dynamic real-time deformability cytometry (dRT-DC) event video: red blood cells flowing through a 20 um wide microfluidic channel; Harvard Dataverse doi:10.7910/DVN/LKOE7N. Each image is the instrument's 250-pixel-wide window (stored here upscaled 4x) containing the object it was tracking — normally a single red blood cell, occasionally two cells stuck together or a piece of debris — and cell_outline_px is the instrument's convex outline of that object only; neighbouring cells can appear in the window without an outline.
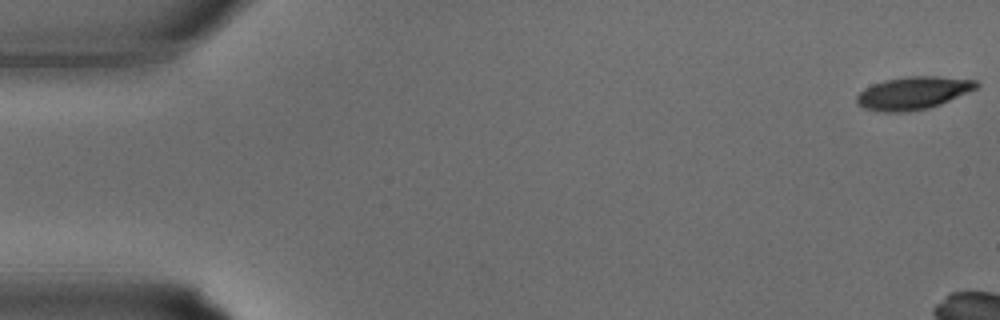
{"species": "common noctule bat (a hibernating species)", "species_latin": "Nyctalus noctula", "temperature_condition": "warm", "stored_images_in_passage": 6, "camera_frame_rate_fps": 3000, "um_per_image_px": 0.085, "animal": {"sex": "male", "body_mass_g": 15.6}, "frame": {"image": 1, "passage_image": 1, "time_ms": 0.0, "image_size_px": [1000, 320], "cell_outline_px": [[980, 84], [976, 88], [968, 92], [940, 104], [928, 108], [908, 112], [880, 112], [864, 108], [856, 104], [856, 96], [864, 88], [872, 84], [884, 80], [908, 76], [940, 76], [976, 80]], "centroid_in_image_um": [77.58, 7.91], "position_along_channel_um": 7.4, "area_um2": 22.95}}